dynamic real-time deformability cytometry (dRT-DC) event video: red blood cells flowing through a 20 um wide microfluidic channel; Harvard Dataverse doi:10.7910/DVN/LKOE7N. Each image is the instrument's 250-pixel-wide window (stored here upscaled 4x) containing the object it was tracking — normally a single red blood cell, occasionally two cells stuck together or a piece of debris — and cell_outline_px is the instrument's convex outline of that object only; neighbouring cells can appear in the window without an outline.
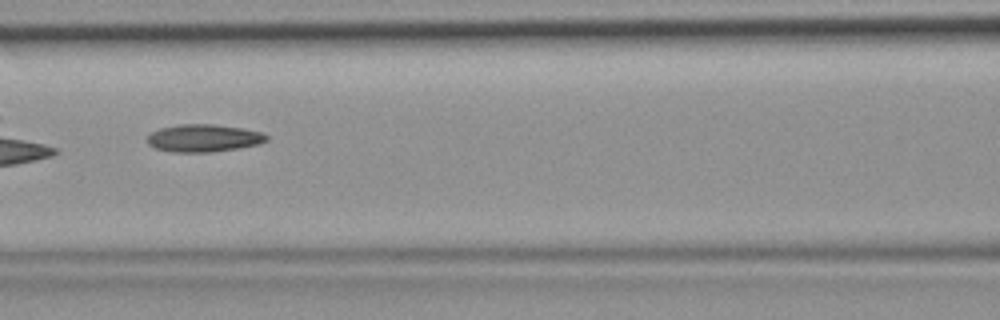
{"species": "common noctule bat (a hibernating species)", "species_latin": "Nyctalus noctula", "temperature_condition": "room temperature", "stored_images_in_passage": 6, "camera_frame_rate_fps": 3000, "um_per_image_px": 0.085, "animal": {"sex": "female", "body_mass_g": 19.9}, "frame": {"image": 1, "passage_image": 6, "time_ms": 1.667, "image_size_px": [1000, 320], "cell_outline_px": [[268, 140], [260, 144], [236, 148], [208, 152], [172, 152], [156, 148], [148, 144], [148, 136], [152, 132], [160, 128], [180, 124], [212, 124], [244, 128], [260, 132], [268, 136]], "centroid_in_image_um": [17.32, 11.73], "position_along_channel_um": 149.3, "area_um2": 19.02}}